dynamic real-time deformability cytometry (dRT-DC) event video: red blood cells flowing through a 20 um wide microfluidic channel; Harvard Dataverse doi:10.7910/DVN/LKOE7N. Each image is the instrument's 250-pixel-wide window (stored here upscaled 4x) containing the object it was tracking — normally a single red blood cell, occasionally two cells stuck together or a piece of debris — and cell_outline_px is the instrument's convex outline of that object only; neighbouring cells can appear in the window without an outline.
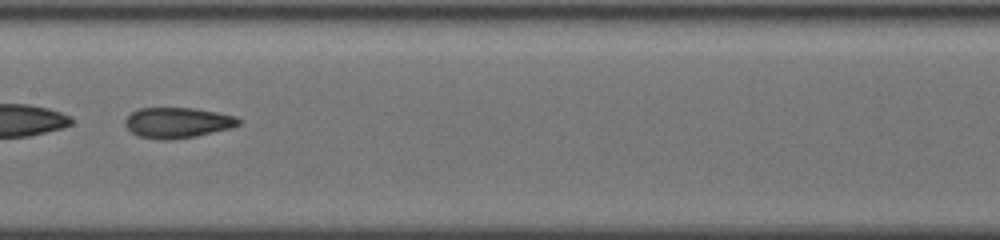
{"species": "common noctule bat (a hibernating species)", "species_latin": "Nyctalus noctula", "temperature_condition": "cold", "stored_images_in_passage": 54, "camera_frame_rate_fps": 3000, "um_per_image_px": 0.085, "animal": {"sex": "female", "body_mass_g": 19.5, "forearm_length_mm": 54.1}, "frame": {"image": 1, "passage_image": 31, "time_ms": 10.0, "image_size_px": [1000, 240], "cell_outline_px": [[240, 124], [232, 128], [196, 136], [168, 140], [164, 140], [140, 136], [132, 132], [124, 124], [124, 120], [136, 108], [196, 108], [236, 116], [240, 120]], "centroid_in_image_um": [15.1, 10.42], "position_along_channel_um": 192.3, "area_um2": 20.17}}